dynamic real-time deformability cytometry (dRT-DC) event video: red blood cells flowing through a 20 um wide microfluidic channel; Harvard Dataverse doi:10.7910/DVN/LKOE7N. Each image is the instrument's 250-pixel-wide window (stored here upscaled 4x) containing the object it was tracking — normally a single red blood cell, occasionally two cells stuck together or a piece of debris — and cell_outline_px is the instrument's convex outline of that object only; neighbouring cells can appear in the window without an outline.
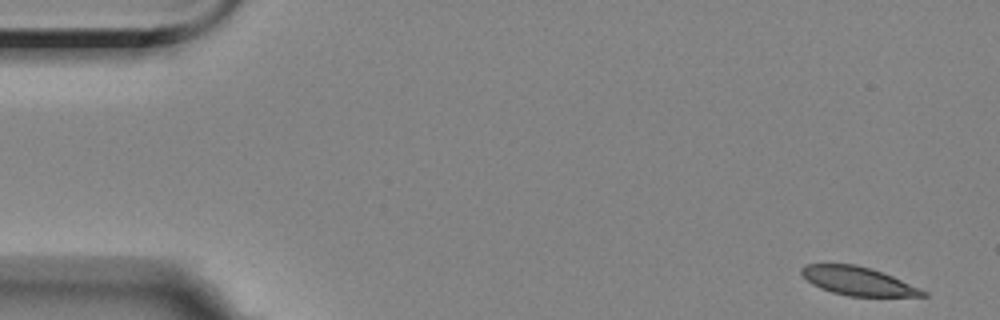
{"species": "Egyptian fruit bat (a non-hibernating species)", "species_latin": "Rousettus aegyptiacus", "temperature_condition": "room temperature", "stored_images_in_passage": 7, "camera_frame_rate_fps": 3000, "um_per_image_px": 0.085, "animal": {"sex": "female"}, "frame": {"image": 1, "passage_image": 1, "time_ms": 0.0, "image_size_px": [1000, 320], "cell_outline_px": [[928, 296], [848, 296], [832, 292], [820, 288], [812, 284], [800, 272], [800, 268], [804, 264], [856, 264], [892, 276], [920, 288], [928, 292]], "centroid_in_image_um": [72.91, 23.89], "position_along_channel_um": 12.1, "area_um2": 19.94}}
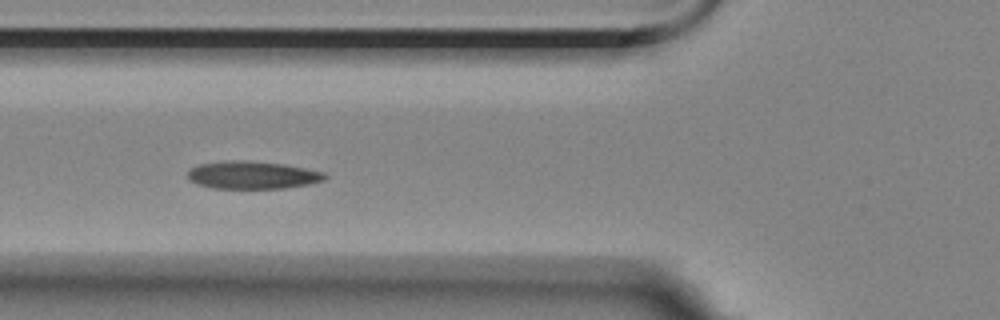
{"frame": {"image": 2, "passage_image": 6, "time_ms": 6.0, "image_size_px": [1000, 320], "cell_outline_px": [[328, 176], [324, 180], [308, 184], [284, 188], [212, 188], [196, 184], [188, 180], [188, 172], [192, 168], [200, 164], [224, 160], [252, 160], [284, 164], [324, 172]], "centroid_in_image_um": [21.44, 14.87], "position_along_channel_um": 104.4, "area_um2": 22.25}}
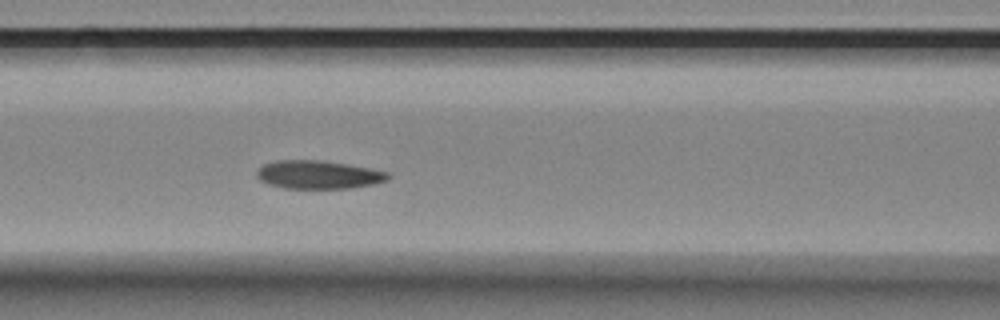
{"frame": {"image": 3, "passage_image": 7, "time_ms": 7.0, "image_size_px": [1000, 320], "cell_outline_px": [[392, 176], [388, 180], [372, 184], [352, 188], [284, 188], [268, 184], [260, 180], [256, 176], [256, 168], [264, 164], [276, 160], [316, 160], [344, 164], [368, 168], [388, 172]], "centroid_in_image_um": [27.02, 14.85], "position_along_channel_um": 139.6, "area_um2": 21.56}}